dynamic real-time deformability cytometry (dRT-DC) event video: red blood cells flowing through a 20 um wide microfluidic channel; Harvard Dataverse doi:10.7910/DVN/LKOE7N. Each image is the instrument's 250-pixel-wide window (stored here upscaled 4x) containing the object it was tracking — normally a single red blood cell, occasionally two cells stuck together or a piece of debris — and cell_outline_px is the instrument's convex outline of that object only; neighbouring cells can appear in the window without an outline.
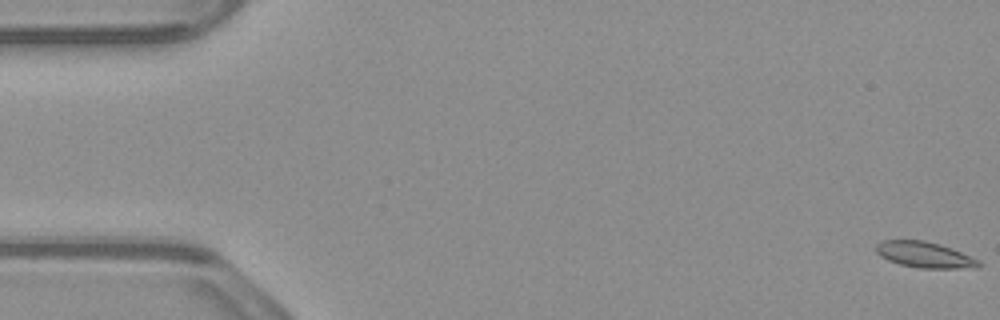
{"species": "common noctule bat (a hibernating species)", "species_latin": "Nyctalus noctula", "temperature_condition": "warm", "stored_images_in_passage": 56, "camera_frame_rate_fps": 3000, "um_per_image_px": 0.085, "animal": {"sex": "male", "body_mass_g": 23.1, "forearm_length_mm": 52.7}, "frame": {"image": 1, "passage_image": 1, "time_ms": 0.0, "image_size_px": [1000, 320], "cell_outline_px": [[980, 264], [956, 268], [916, 268], [900, 264], [888, 260], [880, 256], [876, 252], [876, 244], [884, 240], [920, 240], [936, 244], [960, 252], [980, 260]], "centroid_in_image_um": [78.48, 21.65], "position_along_channel_um": 6.5, "area_um2": 14.91}}
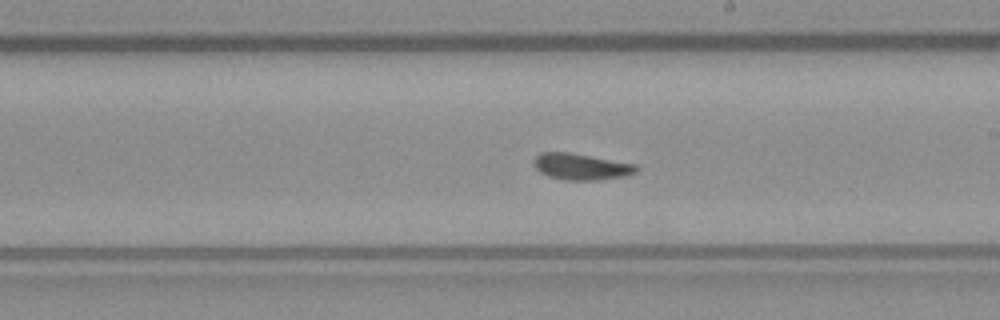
{"frame": {"image": 2, "passage_image": 31, "time_ms": 10.0, "image_size_px": [1000, 320], "cell_outline_px": [[640, 168], [636, 172], [624, 176], [596, 180], [564, 180], [548, 176], [540, 172], [536, 168], [536, 156], [540, 152], [568, 152], [636, 164]], "centroid_in_image_um": [49.42, 14.17], "position_along_channel_um": 239.6, "area_um2": 15.55}}
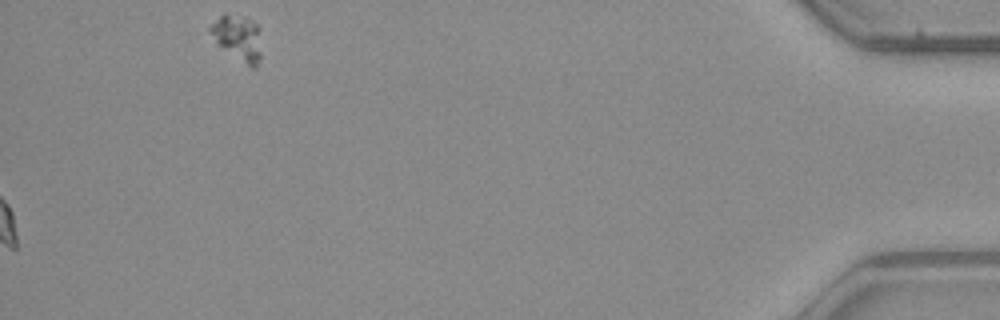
{"frame": {"image": 3, "passage_image": 56, "time_ms": 18.333, "image_size_px": [1000, 320], "cell_outline_px": [[260, 56], [256, 68], [252, 68], [220, 44], [216, 40], [208, 28], [220, 16], [248, 16], [260, 28]], "centroid_in_image_um": [20.29, 3.19], "position_along_channel_um": 414.9, "area_um2": 12.83}, "authors_computed_cell_mechanics": {"area_um2": 15.2592, "velocity_mm_per_s": 3.8013, "shape_relaxation_time_tau1_ms": null, "shape_relaxation_time_tau2_ms": 2.897, "deformation_change_tau1": null, "deformation_change_tau2": 0.0687}}